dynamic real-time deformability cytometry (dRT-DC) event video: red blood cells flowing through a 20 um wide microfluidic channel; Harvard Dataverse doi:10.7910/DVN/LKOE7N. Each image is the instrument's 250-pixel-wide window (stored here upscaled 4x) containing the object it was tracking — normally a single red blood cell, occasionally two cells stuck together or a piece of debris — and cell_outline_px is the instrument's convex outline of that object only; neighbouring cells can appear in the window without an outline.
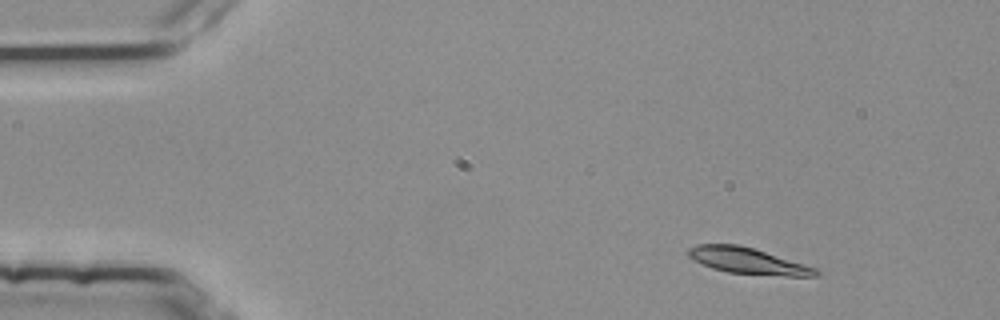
{"species": "common noctule bat (a hibernating species)", "species_latin": "Nyctalus noctula", "temperature_condition": "room temperature", "stored_images_in_passage": 3, "camera_frame_rate_fps": 3000, "um_per_image_px": 0.085, "animal": {"sex": "female", "body_mass_g": 25.1}, "frame": {"image": 1, "passage_image": 1, "time_ms": 0.0, "image_size_px": [1000, 320], "cell_outline_px": [[820, 272], [816, 276], [784, 276], [728, 272], [712, 268], [688, 256], [688, 248], [696, 244], [736, 244], [752, 248], [816, 268]], "centroid_in_image_um": [63.55, 22.17], "position_along_channel_um": 21.5, "area_um2": 18.96}}